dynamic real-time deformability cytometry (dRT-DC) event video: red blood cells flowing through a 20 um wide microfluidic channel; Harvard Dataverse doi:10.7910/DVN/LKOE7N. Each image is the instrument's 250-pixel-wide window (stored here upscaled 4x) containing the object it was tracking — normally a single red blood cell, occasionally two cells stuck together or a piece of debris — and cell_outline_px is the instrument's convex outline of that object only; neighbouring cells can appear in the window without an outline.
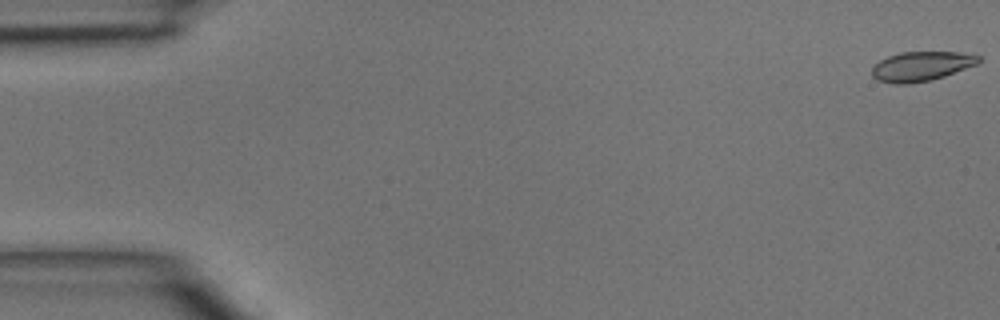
{"species": "common noctule bat (a hibernating species)", "species_latin": "Nyctalus noctula", "temperature_condition": "room temperature", "stored_images_in_passage": 47, "camera_frame_rate_fps": 3000, "um_per_image_px": 0.085, "animal": {"sex": "male", "body_mass_g": 15.6}, "frame": {"image": 1, "passage_image": 1, "time_ms": 0.0, "image_size_px": [1000, 320], "cell_outline_px": [[980, 60], [976, 64], [944, 76], [932, 80], [908, 84], [892, 84], [876, 80], [872, 76], [872, 68], [880, 60], [888, 56], [900, 52], [960, 52], [980, 56]], "centroid_in_image_um": [78.27, 5.64], "position_along_channel_um": 6.7, "area_um2": 18.32}}
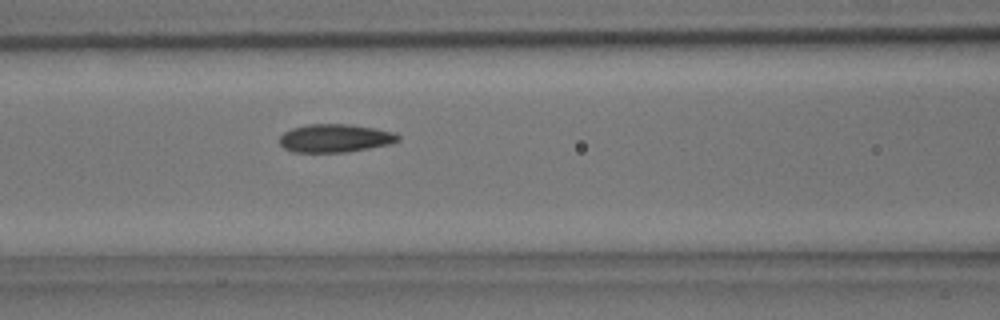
{"frame": {"image": 2, "passage_image": 20, "time_ms": 6.333, "image_size_px": [1000, 320], "cell_outline_px": [[400, 140], [388, 144], [348, 152], [292, 152], [284, 148], [280, 144], [280, 136], [284, 132], [292, 128], [308, 124], [352, 124], [376, 128], [392, 132], [400, 136]], "centroid_in_image_um": [28.47, 11.74], "position_along_channel_um": 138.1, "area_um2": 19.48}}
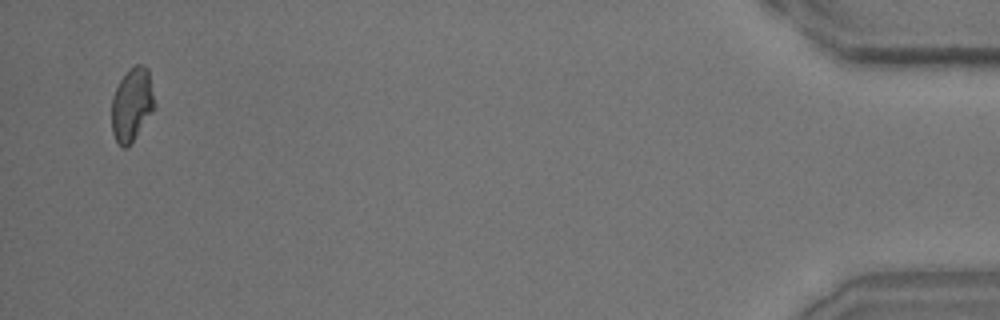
{"frame": {"image": 3, "passage_image": 46, "time_ms": 15.0, "image_size_px": [1000, 320], "cell_outline_px": [[156, 108], [128, 148], [124, 148], [116, 140], [112, 132], [112, 96], [120, 80], [136, 64], [144, 64], [148, 68], [156, 104]], "centroid_in_image_um": [11.24, 8.9], "position_along_channel_um": 424.0, "area_um2": 18.44}}